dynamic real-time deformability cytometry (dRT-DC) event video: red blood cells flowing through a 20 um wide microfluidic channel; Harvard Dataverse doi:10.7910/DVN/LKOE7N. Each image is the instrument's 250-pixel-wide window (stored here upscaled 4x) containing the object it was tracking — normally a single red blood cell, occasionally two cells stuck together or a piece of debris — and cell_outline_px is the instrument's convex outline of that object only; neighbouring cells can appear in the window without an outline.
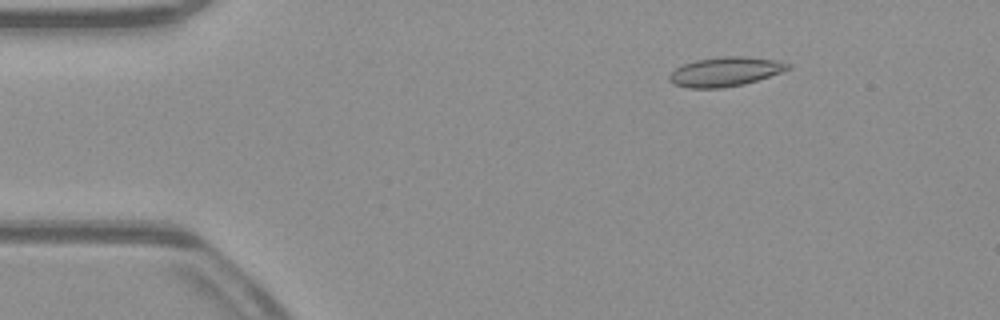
{"species": "common noctule bat (a hibernating species)", "species_latin": "Nyctalus noctula", "temperature_condition": "warm", "stored_images_in_passage": 53, "camera_frame_rate_fps": 3000, "um_per_image_px": 0.085, "animal": {"sex": "male", "body_mass_g": 23.1, "forearm_length_mm": 52.7}, "frame": {"image": 1, "passage_image": 8, "time_ms": 2.333, "image_size_px": [1000, 320], "cell_outline_px": [[792, 68], [744, 84], [724, 88], [688, 88], [676, 84], [668, 80], [668, 76], [676, 68], [684, 64], [696, 60], [720, 56], [744, 56], [780, 60], [792, 64]], "centroid_in_image_um": [61.67, 6.08], "position_along_channel_um": 23.3, "area_um2": 20.29}}
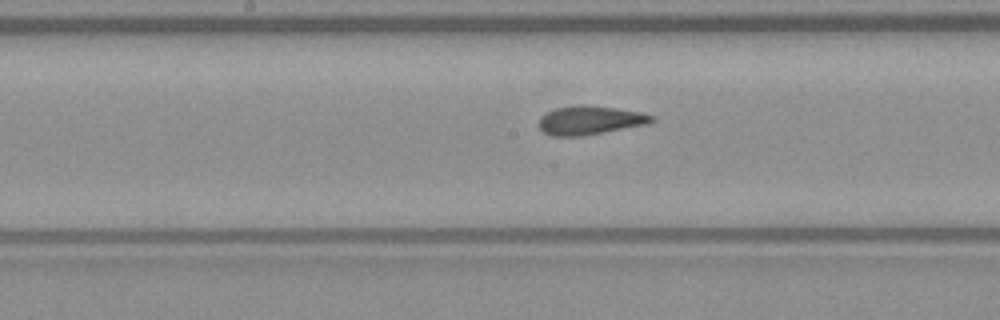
{"frame": {"image": 2, "passage_image": 27, "time_ms": 8.667, "image_size_px": [1000, 320], "cell_outline_px": [[656, 120], [648, 124], [584, 136], [552, 136], [544, 132], [536, 124], [540, 116], [556, 108], [580, 104], [588, 104], [616, 108], [640, 112], [656, 116]], "centroid_in_image_um": [50.15, 10.22], "position_along_channel_um": 198.0, "area_um2": 19.25}}
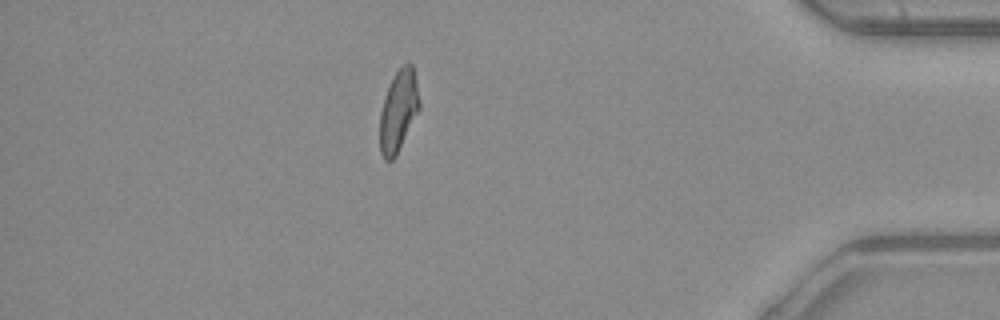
{"frame": {"image": 3, "passage_image": 46, "time_ms": 15.0, "image_size_px": [1000, 320], "cell_outline_px": [[420, 108], [396, 156], [392, 160], [384, 160], [380, 152], [380, 112], [384, 96], [396, 72], [408, 60], [412, 64], [420, 100]], "centroid_in_image_um": [33.87, 9.44], "position_along_channel_um": 401.3, "area_um2": 18.67}, "authors_computed_cell_mechanics": {"area_um2": 19.1896, "velocity_mm_per_s": 3.9308, "shape_relaxation_time_tau1_ms": null, "shape_relaxation_time_tau2_ms": 1.6385, "deformation_change_tau1": null, "deformation_change_tau2": 0.0846}}